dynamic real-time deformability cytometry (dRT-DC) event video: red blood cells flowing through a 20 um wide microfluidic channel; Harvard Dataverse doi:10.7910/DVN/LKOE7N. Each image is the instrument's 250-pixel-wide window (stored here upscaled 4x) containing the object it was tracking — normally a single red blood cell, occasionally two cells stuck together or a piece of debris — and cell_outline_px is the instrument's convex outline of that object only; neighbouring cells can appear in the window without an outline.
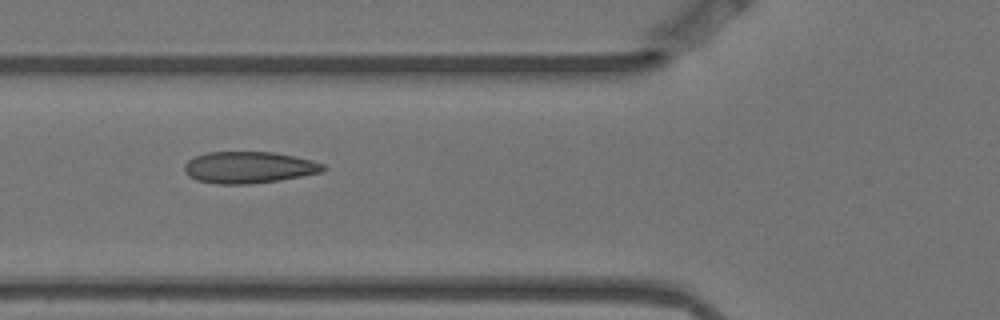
{"species": "Egyptian fruit bat (a non-hibernating species)", "species_latin": "Rousettus aegyptiacus", "temperature_condition": "warm", "stored_images_in_passage": 7, "camera_frame_rate_fps": 3000, "um_per_image_px": 0.085, "animal": {"sex": "female"}, "frame": {"image": 1, "passage_image": 6, "time_ms": 1.667, "image_size_px": [1000, 320], "cell_outline_px": [[328, 168], [324, 172], [280, 180], [248, 184], [216, 184], [196, 180], [188, 176], [184, 172], [184, 164], [188, 160], [196, 156], [208, 152], [272, 152], [312, 160], [324, 164]], "centroid_in_image_um": [21.16, 14.24], "position_along_channel_um": 104.6, "area_um2": 25.72}}
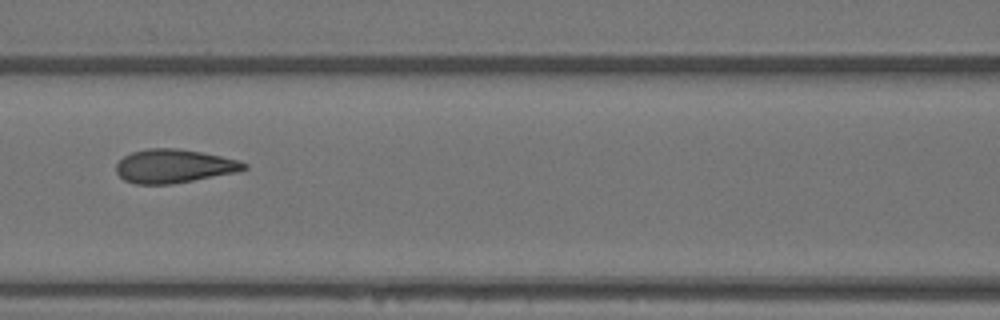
{"frame": {"image": 2, "passage_image": 7, "time_ms": 2.0, "image_size_px": [1000, 320], "cell_outline_px": [[248, 168], [236, 172], [172, 184], [136, 184], [124, 180], [116, 172], [116, 164], [124, 156], [132, 152], [148, 148], [176, 148], [200, 152], [220, 156], [236, 160], [248, 164]], "centroid_in_image_um": [14.76, 14.12], "position_along_channel_um": 151.8, "area_um2": 24.85}}